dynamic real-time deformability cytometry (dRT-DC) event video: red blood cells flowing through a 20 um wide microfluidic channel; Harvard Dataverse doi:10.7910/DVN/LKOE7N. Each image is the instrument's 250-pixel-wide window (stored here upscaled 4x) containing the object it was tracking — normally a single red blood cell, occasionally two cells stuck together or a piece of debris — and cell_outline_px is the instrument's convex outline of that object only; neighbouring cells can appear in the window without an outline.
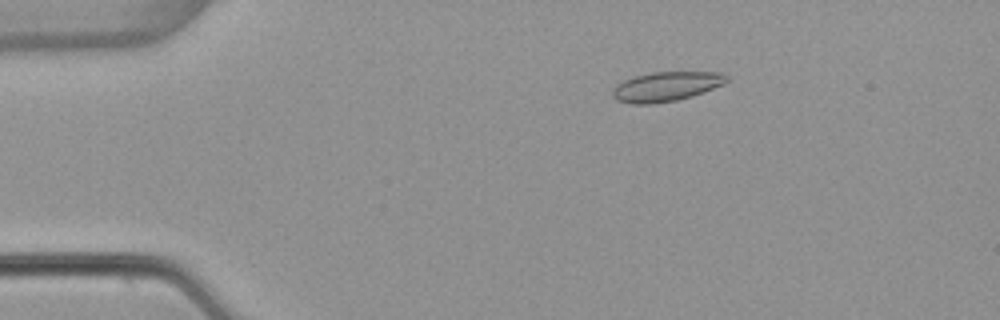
{"species": "common noctule bat (a hibernating species)", "species_latin": "Nyctalus noctula", "temperature_condition": "warm", "stored_images_in_passage": 54, "camera_frame_rate_fps": 3000, "um_per_image_px": 0.085, "animal": {"sex": "female", "body_mass_g": 22.7, "forearm_length_mm": 54.2}, "frame": {"image": 1, "passage_image": 10, "time_ms": 3.0, "image_size_px": [1000, 320], "cell_outline_px": [[728, 80], [724, 84], [704, 92], [692, 96], [676, 100], [652, 104], [632, 104], [616, 100], [612, 96], [612, 88], [616, 84], [632, 76], [652, 72], [724, 72], [728, 76]], "centroid_in_image_um": [56.61, 7.35], "position_along_channel_um": 28.4, "area_um2": 19.88}}
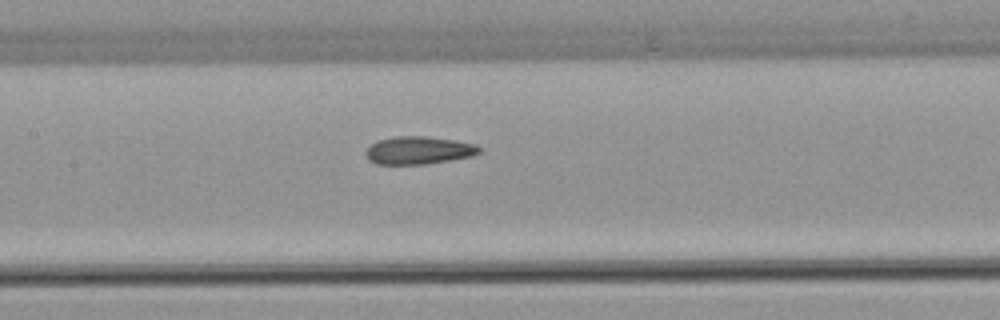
{"frame": {"image": 2, "passage_image": 26, "time_ms": 8.333, "image_size_px": [1000, 320], "cell_outline_px": [[480, 152], [472, 156], [424, 164], [376, 164], [368, 160], [364, 152], [372, 144], [380, 140], [396, 136], [424, 136], [452, 140], [476, 144], [480, 148]], "centroid_in_image_um": [35.56, 12.78], "position_along_channel_um": 171.8, "area_um2": 18.15}}
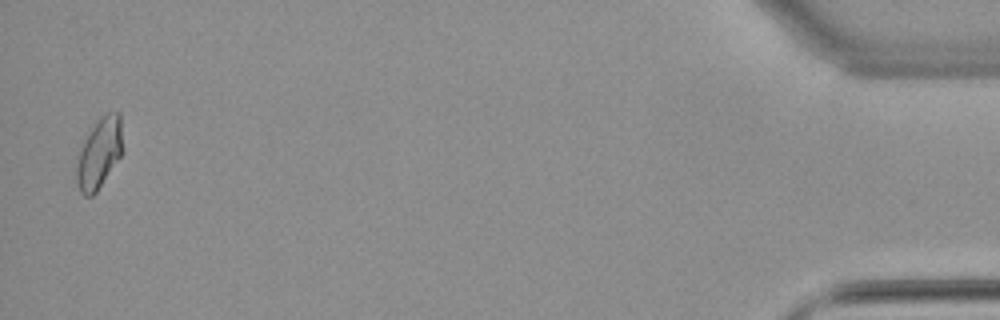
{"frame": {"image": 3, "passage_image": 53, "time_ms": 17.333, "image_size_px": [1000, 320], "cell_outline_px": [[124, 148], [120, 156], [96, 192], [92, 196], [84, 196], [80, 192], [76, 184], [76, 164], [80, 148], [84, 140], [96, 120], [100, 116], [108, 112], [120, 112]], "centroid_in_image_um": [8.44, 12.99], "position_along_channel_um": 426.8, "area_um2": 19.13}, "authors_computed_cell_mechanics": {"area_um2": 18.5538, "velocity_mm_per_s": 3.8445, "shape_relaxation_time_tau1_ms": null, "shape_relaxation_time_tau2_ms": 1.9054, "deformation_change_tau1": null, "deformation_change_tau2": 0.0828}}